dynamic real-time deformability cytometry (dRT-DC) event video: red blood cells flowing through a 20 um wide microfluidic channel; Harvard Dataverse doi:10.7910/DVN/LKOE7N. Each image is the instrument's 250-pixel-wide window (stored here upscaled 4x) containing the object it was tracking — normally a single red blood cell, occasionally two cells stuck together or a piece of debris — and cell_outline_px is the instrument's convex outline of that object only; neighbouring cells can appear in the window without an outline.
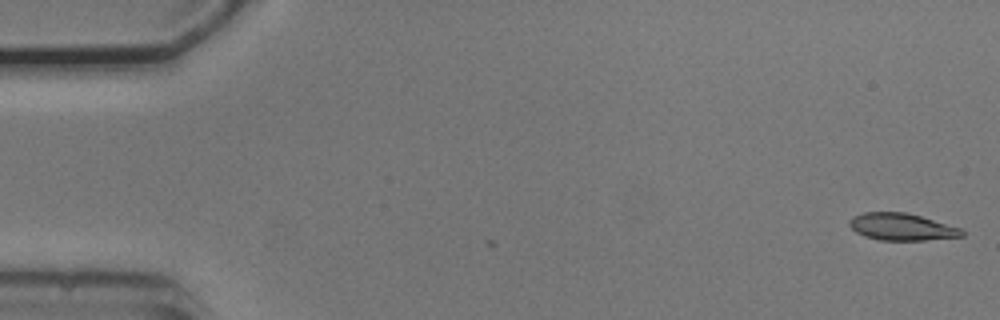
{"species": "common noctule bat (a hibernating species)", "species_latin": "Nyctalus noctula", "temperature_condition": "cold", "stored_images_in_passage": 3, "camera_frame_rate_fps": 3000, "um_per_image_px": 0.085, "animal": {"sex": "male", "body_mass_g": 20.5, "forearm_length_mm": 52.5}, "frame": {"image": 1, "passage_image": 3, "time_ms": 0.667, "image_size_px": [1000, 320], "cell_outline_px": [[964, 236], [924, 240], [880, 240], [864, 236], [856, 232], [848, 224], [848, 220], [852, 216], [864, 212], [904, 212], [920, 216], [960, 228], [964, 232]], "centroid_in_image_um": [76.6, 19.28], "position_along_channel_um": 8.4, "area_um2": 17.63}}